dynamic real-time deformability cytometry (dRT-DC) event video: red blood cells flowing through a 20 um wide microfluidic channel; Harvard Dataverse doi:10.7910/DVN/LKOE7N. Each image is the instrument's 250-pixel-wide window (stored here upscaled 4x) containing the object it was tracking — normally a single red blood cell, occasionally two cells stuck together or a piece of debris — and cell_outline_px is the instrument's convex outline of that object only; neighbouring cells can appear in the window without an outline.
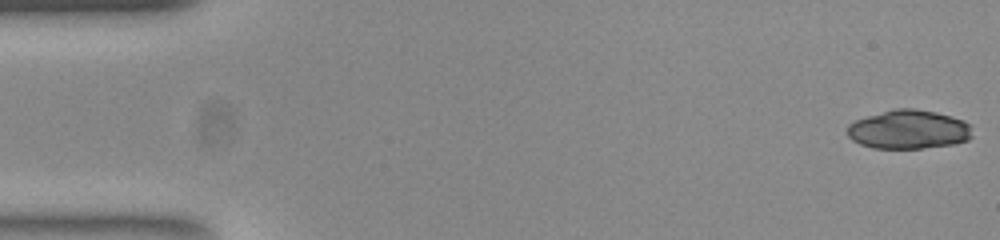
{"species": "common noctule bat (a hibernating species)", "species_latin": "Nyctalus noctula", "temperature_condition": "room temperature", "stored_images_in_passage": 51, "camera_frame_rate_fps": 3000, "um_per_image_px": 0.085, "animal": {"sex": "female", "body_mass_g": 23.0, "forearm_length_mm": 53.4}, "frame": {"image": 1, "passage_image": 1, "time_ms": 0.0, "image_size_px": [1000, 240], "cell_outline_px": [[972, 136], [968, 140], [956, 144], [920, 148], [872, 148], [860, 144], [852, 140], [848, 136], [848, 124], [856, 120], [892, 108], [916, 108], [936, 112], [952, 116], [964, 120], [972, 124]], "centroid_in_image_um": [77.28, 11.0], "position_along_channel_um": 7.7, "area_um2": 28.67}}
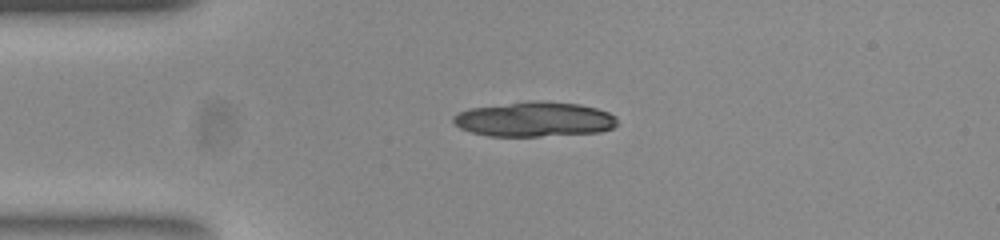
{"frame": {"image": 2, "passage_image": 12, "time_ms": 3.667, "image_size_px": [1000, 240], "cell_outline_px": [[616, 124], [612, 128], [600, 132], [540, 136], [488, 136], [472, 132], [460, 128], [452, 120], [452, 116], [468, 108], [528, 100], [544, 100], [580, 104], [596, 108], [608, 112], [616, 116]], "centroid_in_image_um": [45.41, 10.12], "position_along_channel_um": 39.6, "area_um2": 33.52}}
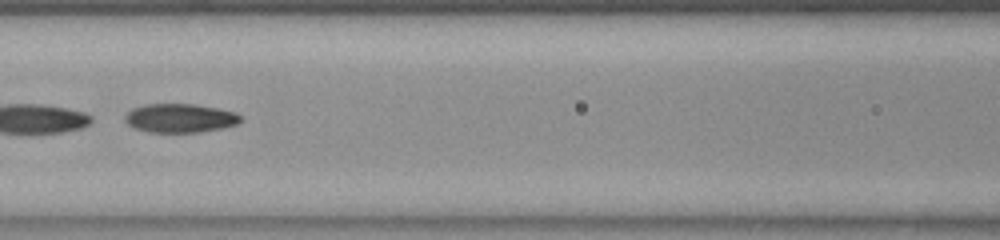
{"frame": {"image": 3, "passage_image": 23, "time_ms": 7.333, "image_size_px": [1000, 240], "cell_outline_px": [[244, 120], [236, 124], [224, 128], [200, 132], [148, 132], [132, 128], [124, 120], [124, 116], [132, 108], [144, 104], [192, 104], [216, 108], [236, 112]], "centroid_in_image_um": [15.29, 10.04], "position_along_channel_um": 151.3, "area_um2": 19.59}, "authors_computed_cell_mechanics": {"area_um2": 28.6688, "velocity_mm_per_s": 3.9054, "shape_relaxation_time_tau1_ms": 11.0371, "shape_relaxation_time_tau2_ms": 2.8039, "deformation_change_tau1": 0.313, "deformation_change_tau2": 0.0899}}